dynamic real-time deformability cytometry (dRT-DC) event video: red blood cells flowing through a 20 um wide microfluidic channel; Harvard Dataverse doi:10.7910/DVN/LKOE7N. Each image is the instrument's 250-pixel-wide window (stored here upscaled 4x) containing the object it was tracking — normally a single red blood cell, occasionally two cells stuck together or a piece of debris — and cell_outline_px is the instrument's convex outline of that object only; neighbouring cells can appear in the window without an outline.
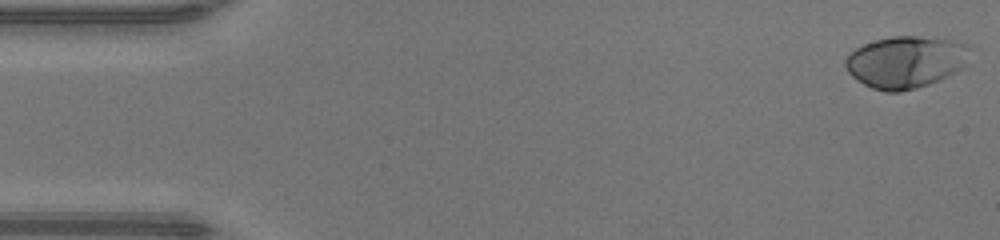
{"species": "human", "species_latin": "Homo sapiens", "temperature_condition": "warm", "stored_images_in_passage": 47, "camera_frame_rate_fps": 3000, "um_per_image_px": 0.085, "donor": {"sex": "male"}, "frame": {"image": 1, "passage_image": 1, "time_ms": 0.0, "image_size_px": [1000, 240], "cell_outline_px": [[968, 48], [960, 68], [948, 76], [940, 80], [916, 88], [900, 92], [884, 92], [872, 88], [856, 80], [848, 72], [844, 64], [844, 60], [856, 48], [864, 44], [876, 40], [892, 36], [916, 36], [956, 40], [968, 44]], "centroid_in_image_um": [76.92, 5.27], "position_along_channel_um": 8.1, "area_um2": 37.34}}
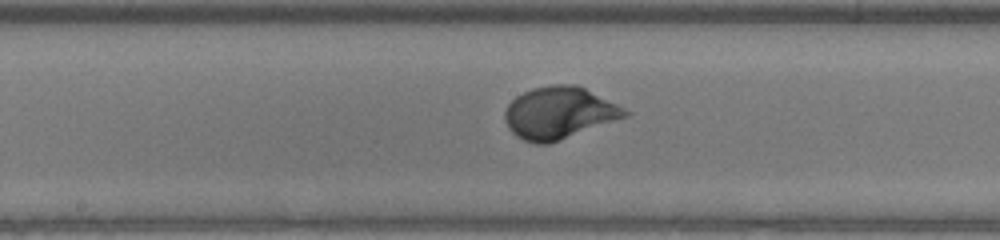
{"frame": {"image": 2, "passage_image": 24, "time_ms": 7.667, "image_size_px": [1000, 240], "cell_outline_px": [[632, 112], [628, 116], [560, 140], [548, 144], [536, 144], [524, 140], [516, 136], [508, 128], [504, 120], [504, 112], [508, 104], [516, 96], [532, 88], [552, 84], [576, 84]], "centroid_in_image_um": [47.49, 9.6], "position_along_channel_um": 200.7, "area_um2": 36.3}}
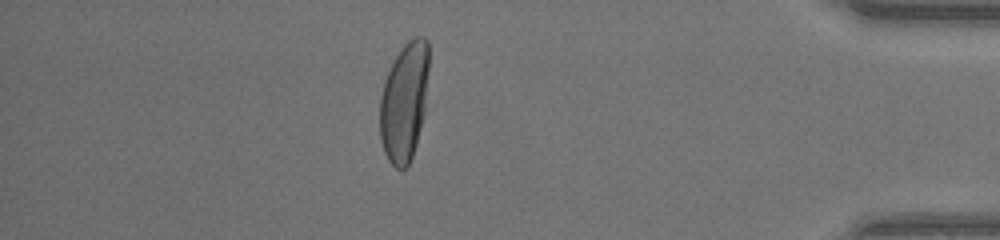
{"frame": {"image": 3, "passage_image": 41, "time_ms": 13.333, "image_size_px": [1000, 240], "cell_outline_px": [[428, 68], [424, 112], [416, 144], [412, 156], [408, 164], [404, 168], [396, 168], [388, 160], [384, 152], [380, 140], [380, 96], [384, 80], [396, 56], [404, 44], [408, 40], [416, 36], [424, 36], [428, 40]], "centroid_in_image_um": [34.35, 8.63], "position_along_channel_um": 400.9, "area_um2": 33.76}, "authors_computed_cell_mechanics": {"area_um2": 35.3158, "velocity_mm_per_s": 4.3397, "shape_relaxation_time_tau1_ms": 2.4861, "shape_relaxation_time_tau2_ms": null, "deformation_change_tau1": 0.1842, "deformation_change_tau2": null}}